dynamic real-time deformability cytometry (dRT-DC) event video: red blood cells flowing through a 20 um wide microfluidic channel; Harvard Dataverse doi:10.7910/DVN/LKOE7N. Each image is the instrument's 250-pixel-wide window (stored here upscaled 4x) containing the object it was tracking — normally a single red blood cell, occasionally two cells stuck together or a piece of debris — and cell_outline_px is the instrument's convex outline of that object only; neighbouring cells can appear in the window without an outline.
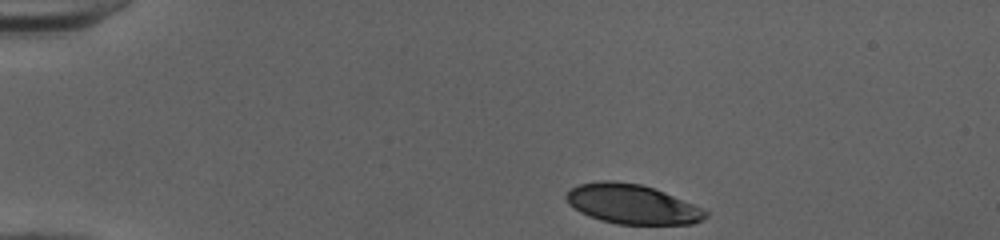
{"species": "human", "species_latin": "Homo sapiens", "temperature_condition": "cold", "stored_images_in_passage": 36, "camera_frame_rate_fps": 3000, "um_per_image_px": 0.085, "donor": {"sex": "female"}, "frame": {"image": 1, "passage_image": 1, "time_ms": 0.0, "image_size_px": [1000, 240], "cell_outline_px": [[708, 216], [704, 220], [692, 224], [616, 224], [600, 220], [588, 216], [580, 212], [568, 204], [564, 200], [564, 196], [568, 188], [580, 184], [600, 180], [608, 180], [640, 184], [664, 192], [692, 204], [708, 212]], "centroid_in_image_um": [53.66, 17.35], "position_along_channel_um": 31.3, "area_um2": 32.19}}
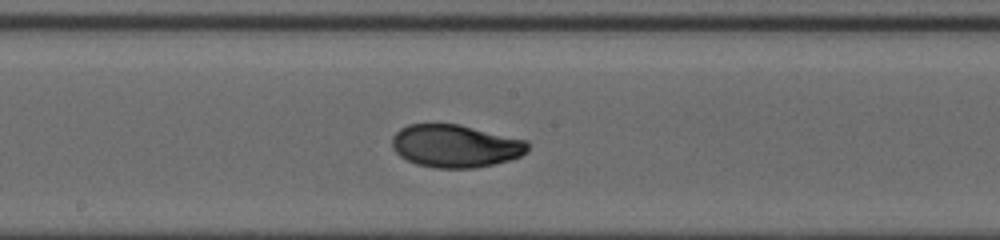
{"frame": {"image": 2, "passage_image": 20, "time_ms": 6.333, "image_size_px": [1000, 240], "cell_outline_px": [[528, 148], [520, 156], [508, 160], [476, 168], [436, 168], [416, 164], [400, 156], [392, 148], [392, 136], [400, 128], [408, 124], [460, 124], [528, 140]], "centroid_in_image_um": [38.69, 12.4], "position_along_channel_um": 209.5, "area_um2": 33.87}}
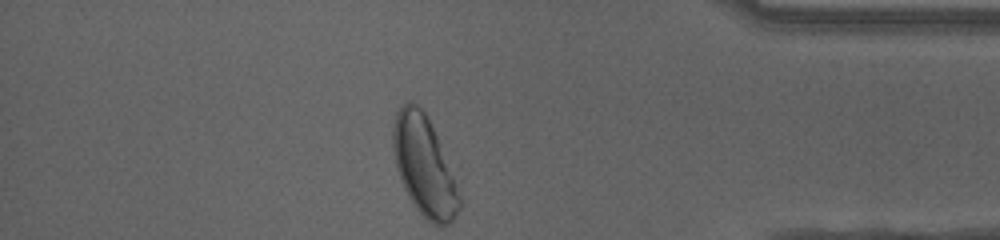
{"frame": {"image": 3, "passage_image": 36, "time_ms": 11.667, "image_size_px": [1000, 240], "cell_outline_px": [[460, 208], [452, 220], [448, 224], [432, 224], [416, 208], [408, 196], [404, 188], [396, 164], [392, 148], [392, 128], [396, 112], [408, 100], [416, 104], [424, 112], [436, 136], [460, 196]], "centroid_in_image_um": [36.01, 14.11], "position_along_channel_um": 399.2, "area_um2": 37.22}, "authors_computed_cell_mechanics": {"area_um2": 34.0731, "velocity_mm_per_s": 4.0098, "shape_relaxation_time_tau1_ms": 3.5683, "shape_relaxation_time_tau2_ms": 0.9856, "deformation_change_tau1": 0.1723, "deformation_change_tau2": 0.0387}}